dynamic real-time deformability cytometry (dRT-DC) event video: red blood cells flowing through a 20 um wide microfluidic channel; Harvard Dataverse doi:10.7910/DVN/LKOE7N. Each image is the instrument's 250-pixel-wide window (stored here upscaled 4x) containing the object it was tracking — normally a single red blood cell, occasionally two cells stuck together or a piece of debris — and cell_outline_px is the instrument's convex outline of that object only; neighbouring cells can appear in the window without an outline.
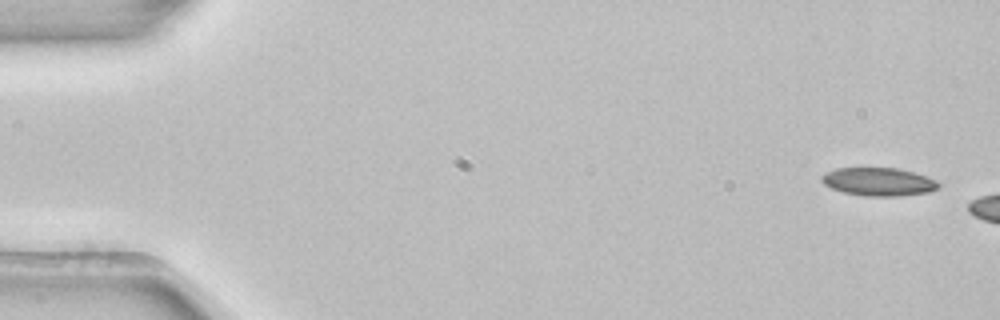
{"species": "common noctule bat (a hibernating species)", "species_latin": "Nyctalus noctula", "temperature_condition": "room temperature", "stored_images_in_passage": 3, "camera_frame_rate_fps": 3000, "um_per_image_px": 0.085, "animal": {"sex": "female", "body_mass_g": 22.7, "forearm_length_mm": 54.2}, "frame": {"image": 1, "passage_image": 1, "time_ms": 0.0, "image_size_px": [1000, 320], "cell_outline_px": [[940, 184], [936, 188], [928, 192], [900, 196], [864, 196], [844, 192], [832, 188], [824, 184], [820, 180], [820, 176], [824, 172], [836, 168], [896, 168], [912, 172], [936, 180]], "centroid_in_image_um": [74.62, 15.45], "position_along_channel_um": 10.4, "area_um2": 19.07}}